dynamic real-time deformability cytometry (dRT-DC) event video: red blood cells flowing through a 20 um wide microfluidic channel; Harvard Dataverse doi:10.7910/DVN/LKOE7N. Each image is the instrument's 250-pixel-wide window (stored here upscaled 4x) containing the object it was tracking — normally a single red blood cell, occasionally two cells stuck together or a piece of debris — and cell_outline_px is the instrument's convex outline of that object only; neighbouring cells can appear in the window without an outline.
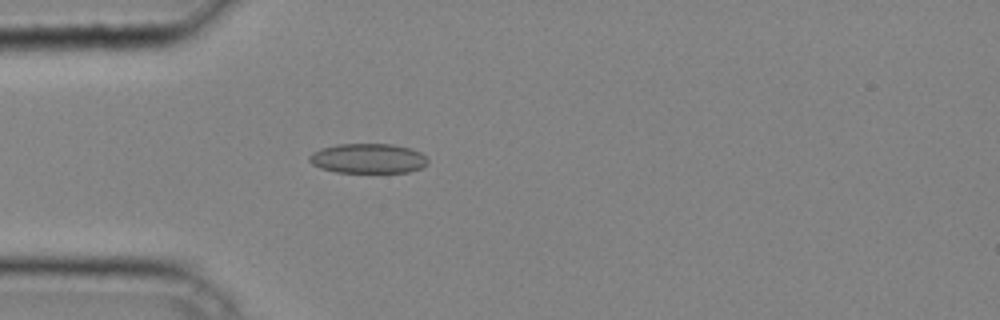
{"species": "common noctule bat (a hibernating species)", "species_latin": "Nyctalus noctula", "temperature_condition": "cold", "stored_images_in_passage": 40, "camera_frame_rate_fps": 3000, "um_per_image_px": 0.085, "animal": {"sex": "male", "body_mass_g": 20.4}, "frame": {"image": 1, "passage_image": 11, "time_ms": 3.333, "image_size_px": [1000, 320], "cell_outline_px": [[428, 164], [420, 168], [408, 172], [336, 172], [320, 168], [312, 164], [308, 160], [308, 156], [312, 152], [320, 148], [336, 144], [392, 144], [412, 148], [420, 152], [428, 160]], "centroid_in_image_um": [31.26, 13.46], "position_along_channel_um": 53.7, "area_um2": 20.69}}
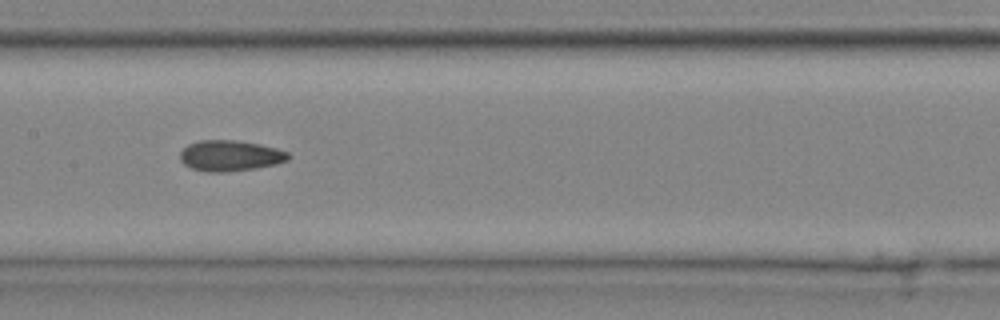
{"frame": {"image": 2, "passage_image": 20, "time_ms": 6.333, "image_size_px": [1000, 320], "cell_outline_px": [[292, 156], [288, 160], [276, 164], [256, 168], [224, 172], [204, 172], [192, 168], [184, 164], [180, 160], [180, 152], [188, 144], [200, 140], [236, 140], [260, 144], [276, 148], [288, 152]], "centroid_in_image_um": [19.57, 13.23], "position_along_channel_um": 187.8, "area_um2": 19.54}}
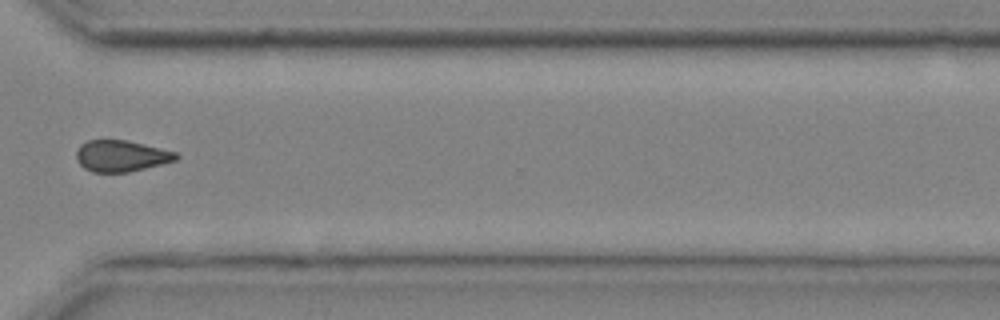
{"frame": {"image": 3, "passage_image": 31, "time_ms": 10.0, "image_size_px": [1000, 320], "cell_outline_px": [[180, 156], [176, 160], [128, 172], [92, 172], [84, 168], [76, 160], [76, 152], [80, 144], [88, 140], [124, 140], [176, 152]], "centroid_in_image_um": [10.26, 13.26], "position_along_channel_um": 360.3, "area_um2": 17.98}}